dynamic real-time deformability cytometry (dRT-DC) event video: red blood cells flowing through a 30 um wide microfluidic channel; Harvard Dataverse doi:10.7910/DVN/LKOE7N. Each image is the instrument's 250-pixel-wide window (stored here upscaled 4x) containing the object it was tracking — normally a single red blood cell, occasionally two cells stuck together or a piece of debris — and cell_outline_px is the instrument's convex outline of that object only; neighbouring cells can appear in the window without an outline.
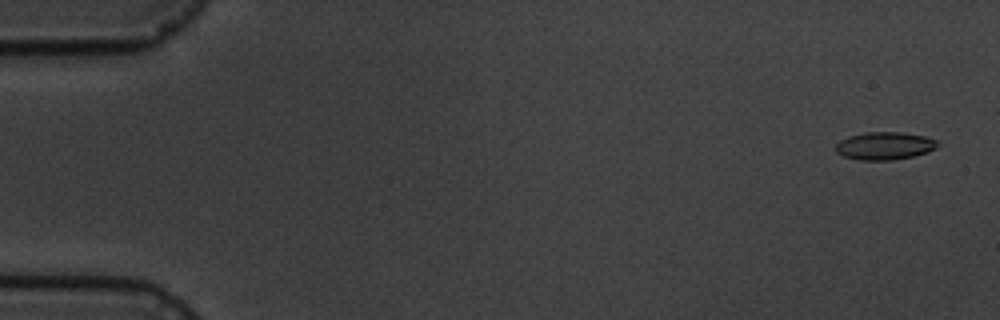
{"species": "common noctule bat (a hibernating species)", "species_latin": "Nyctalus noctula", "temperature_condition": "cold", "stored_images_in_passage": 7, "camera_frame_rate_fps": 3000, "um_per_image_px": 0.085, "animal": {"sex": "male", "body_mass_g": 19.5, "forearm_length_mm": 54.6}, "frame": {"image": 1, "passage_image": 1, "time_ms": 0.0, "image_size_px": [1000, 320], "cell_outline_px": [[940, 144], [936, 148], [928, 152], [912, 156], [892, 160], [860, 160], [844, 156], [836, 152], [836, 144], [840, 140], [848, 136], [864, 132], [900, 132], [924, 136], [936, 140]], "centroid_in_image_um": [75.19, 12.39], "position_along_channel_um": 9.8, "area_um2": 16.47}}
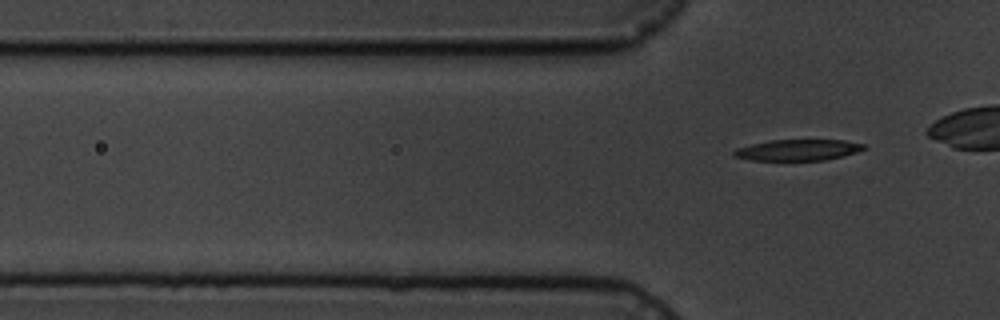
{"frame": {"image": 2, "passage_image": 7, "time_ms": 7.667, "image_size_px": [1000, 320], "cell_outline_px": [[868, 144], [864, 148], [856, 152], [824, 160], [752, 160], [736, 156], [732, 152], [736, 148], [752, 144], [772, 140], [844, 140]], "centroid_in_image_um": [67.84, 12.74], "position_along_channel_um": 58.0, "area_um2": 15.72}}